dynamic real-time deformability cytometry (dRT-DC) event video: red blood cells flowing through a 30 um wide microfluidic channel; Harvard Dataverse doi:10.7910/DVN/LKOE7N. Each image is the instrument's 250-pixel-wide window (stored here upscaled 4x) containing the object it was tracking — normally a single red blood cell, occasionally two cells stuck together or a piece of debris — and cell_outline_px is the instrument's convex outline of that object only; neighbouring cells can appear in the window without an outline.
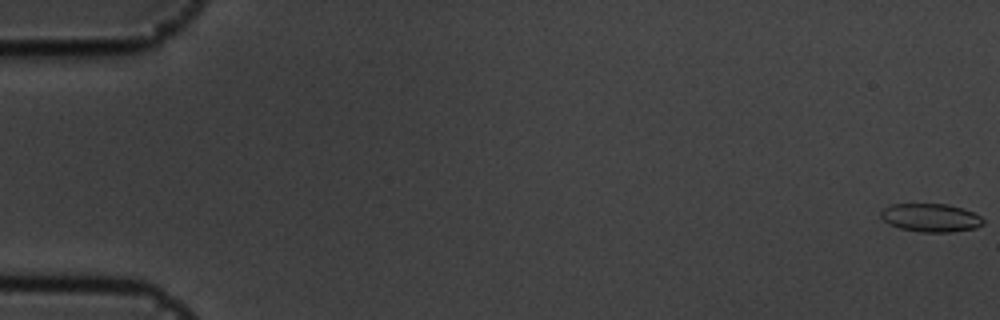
{"species": "common noctule bat (a hibernating species)", "species_latin": "Nyctalus noctula", "temperature_condition": "cold", "stored_images_in_passage": 54, "camera_frame_rate_fps": 3000, "um_per_image_px": 0.085, "animal": {"sex": "male", "body_mass_g": 19.5, "forearm_length_mm": 54.6}, "frame": {"image": 1, "passage_image": 1, "time_ms": 0.0, "image_size_px": [1000, 320], "cell_outline_px": [[984, 224], [976, 228], [952, 232], [920, 232], [900, 228], [888, 224], [880, 216], [880, 212], [884, 208], [892, 204], [948, 204], [964, 208], [980, 216], [984, 220]], "centroid_in_image_um": [79.13, 18.51], "position_along_channel_um": 5.9, "area_um2": 16.99}}
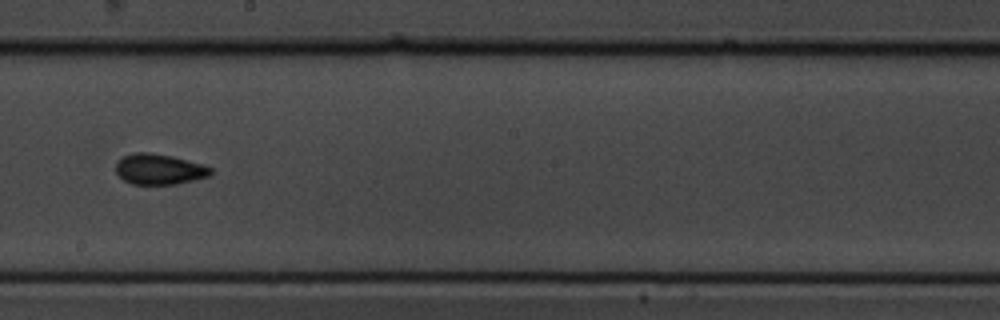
{"frame": {"image": 2, "passage_image": 33, "time_ms": 10.667, "image_size_px": [1000, 320], "cell_outline_px": [[212, 172], [208, 176], [176, 184], [132, 184], [124, 180], [116, 172], [116, 160], [124, 156], [136, 152], [148, 152], [172, 156], [200, 164], [212, 168]], "centroid_in_image_um": [13.49, 14.38], "position_along_channel_um": 234.7, "area_um2": 16.7}}
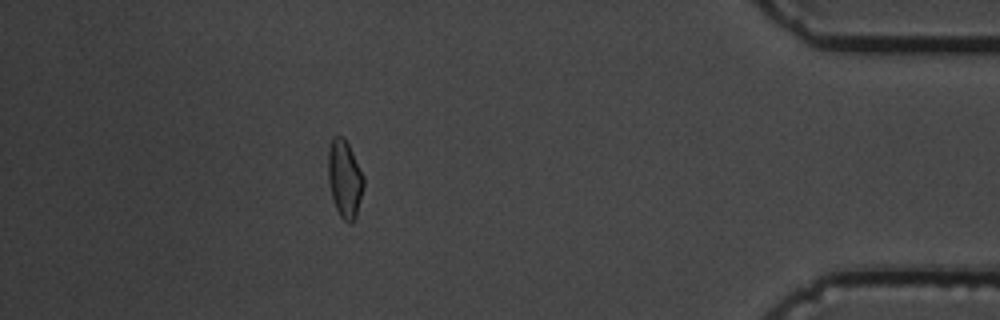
{"frame": {"image": 3, "passage_image": 51, "time_ms": 16.667, "image_size_px": [1000, 320], "cell_outline_px": [[364, 188], [356, 216], [352, 224], [348, 224], [340, 216], [332, 200], [328, 180], [328, 148], [332, 136], [344, 136], [364, 176]], "centroid_in_image_um": [29.29, 15.21], "position_along_channel_um": 405.9, "area_um2": 16.3}, "authors_computed_cell_mechanics": {"area_um2": 16.5886, "velocity_mm_per_s": 3.594, "shape_relaxation_time_tau1_ms": 5.4429, "shape_relaxation_time_tau2_ms": 2.6354, "deformation_change_tau1": 0.1363, "deformation_change_tau2": 0.0796}}